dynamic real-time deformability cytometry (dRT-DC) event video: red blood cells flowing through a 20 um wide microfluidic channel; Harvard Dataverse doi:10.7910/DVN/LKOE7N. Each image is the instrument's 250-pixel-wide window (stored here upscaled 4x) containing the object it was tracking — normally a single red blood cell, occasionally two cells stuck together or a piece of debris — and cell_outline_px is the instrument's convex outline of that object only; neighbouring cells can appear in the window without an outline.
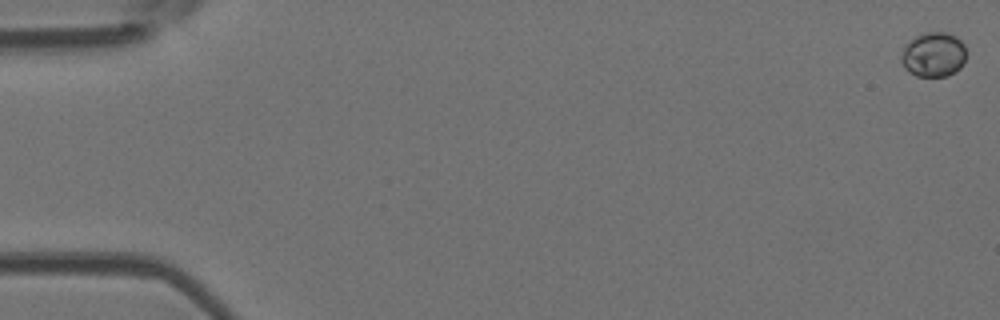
{"species": "Egyptian fruit bat (a non-hibernating species)", "species_latin": "Rousettus aegyptiacus", "temperature_condition": "room temperature", "stored_images_in_passage": 54, "camera_frame_rate_fps": 3000, "um_per_image_px": 0.085, "animal": {"sex": "female"}, "frame": {"image": 1, "passage_image": 1, "time_ms": 0.0, "image_size_px": [1000, 320], "cell_outline_px": [[968, 52], [964, 64], [956, 72], [948, 76], [916, 76], [908, 72], [904, 68], [900, 60], [900, 56], [904, 44], [916, 36], [924, 32], [948, 32], [956, 36], [964, 44]], "centroid_in_image_um": [79.36, 4.64], "position_along_channel_um": 5.6, "area_um2": 17.51}}
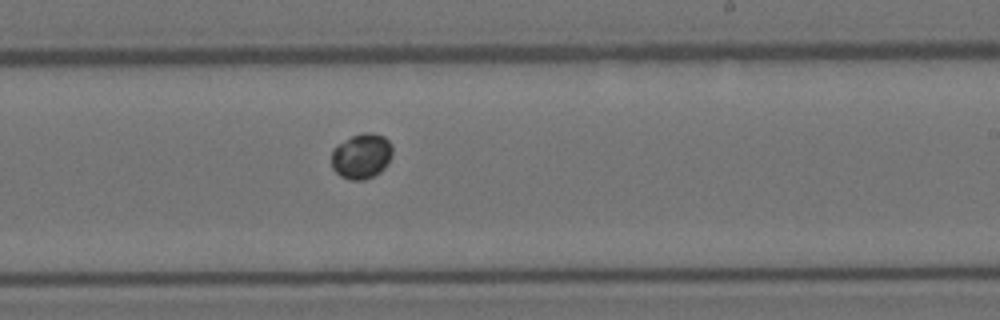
{"frame": {"image": 2, "passage_image": 33, "time_ms": 10.667, "image_size_px": [1000, 320], "cell_outline_px": [[392, 156], [384, 168], [380, 172], [364, 180], [352, 180], [340, 176], [332, 168], [332, 148], [336, 144], [352, 136], [364, 132], [372, 132], [384, 136], [392, 144]], "centroid_in_image_um": [30.72, 13.25], "position_along_channel_um": 258.3, "area_um2": 16.24}}
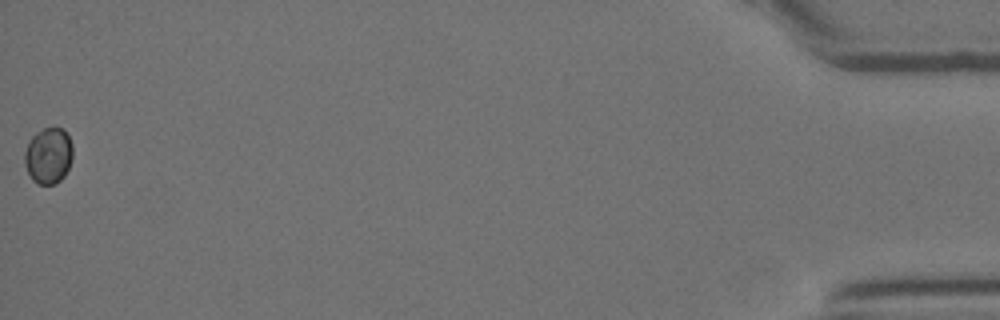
{"frame": {"image": 3, "passage_image": 54, "time_ms": 17.667, "image_size_px": [1000, 320], "cell_outline_px": [[72, 160], [64, 176], [56, 184], [36, 184], [32, 180], [24, 164], [24, 152], [32, 136], [36, 132], [44, 128], [64, 128], [72, 144]], "centroid_in_image_um": [4.11, 13.24], "position_along_channel_um": 431.1, "area_um2": 15.84}}